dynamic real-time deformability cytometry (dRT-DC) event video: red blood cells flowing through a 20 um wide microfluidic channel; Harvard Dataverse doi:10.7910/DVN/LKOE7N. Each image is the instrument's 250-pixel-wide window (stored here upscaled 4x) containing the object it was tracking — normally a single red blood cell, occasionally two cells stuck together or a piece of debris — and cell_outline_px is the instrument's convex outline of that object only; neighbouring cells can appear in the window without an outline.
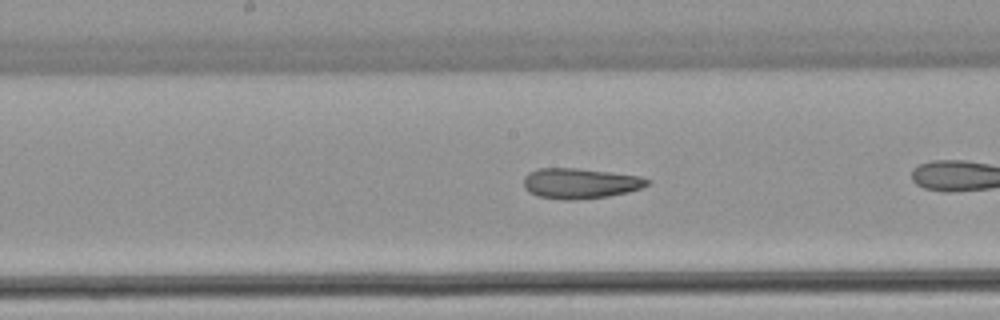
{"species": "common noctule bat (a hibernating species)", "species_latin": "Nyctalus noctula", "temperature_condition": "warm", "stored_images_in_passage": 22, "camera_frame_rate_fps": 3000, "um_per_image_px": 0.085, "animal": {"sex": "female", "body_mass_g": 22.7, "forearm_length_mm": 54.2}, "frame": {"image": 1, "passage_image": 10, "time_ms": 3.0, "image_size_px": [1000, 320], "cell_outline_px": [[652, 180], [648, 184], [640, 188], [628, 192], [608, 196], [576, 200], [564, 200], [536, 196], [528, 192], [524, 188], [524, 176], [528, 172], [540, 168], [576, 168], [612, 172], [640, 176]], "centroid_in_image_um": [49.29, 15.58], "position_along_channel_um": 198.9, "area_um2": 22.08}}
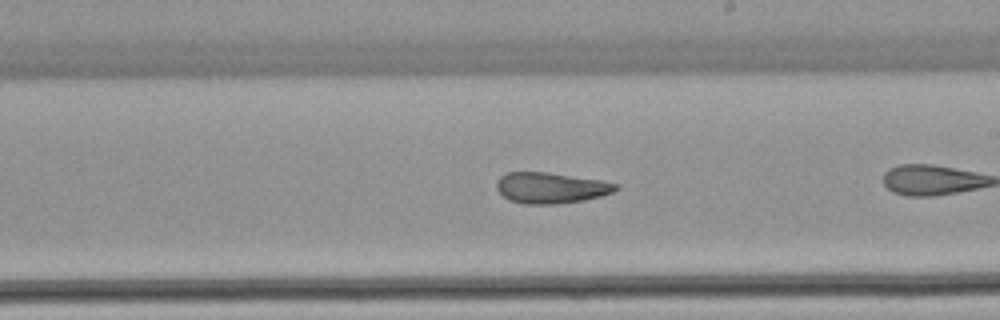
{"frame": {"image": 2, "passage_image": 13, "time_ms": 4.0, "image_size_px": [1000, 320], "cell_outline_px": [[620, 188], [612, 192], [600, 196], [584, 200], [556, 204], [524, 204], [508, 200], [496, 188], [496, 180], [500, 176], [508, 172], [548, 172], [600, 180], [620, 184]], "centroid_in_image_um": [46.81, 15.96], "position_along_channel_um": 242.2, "area_um2": 21.56}}